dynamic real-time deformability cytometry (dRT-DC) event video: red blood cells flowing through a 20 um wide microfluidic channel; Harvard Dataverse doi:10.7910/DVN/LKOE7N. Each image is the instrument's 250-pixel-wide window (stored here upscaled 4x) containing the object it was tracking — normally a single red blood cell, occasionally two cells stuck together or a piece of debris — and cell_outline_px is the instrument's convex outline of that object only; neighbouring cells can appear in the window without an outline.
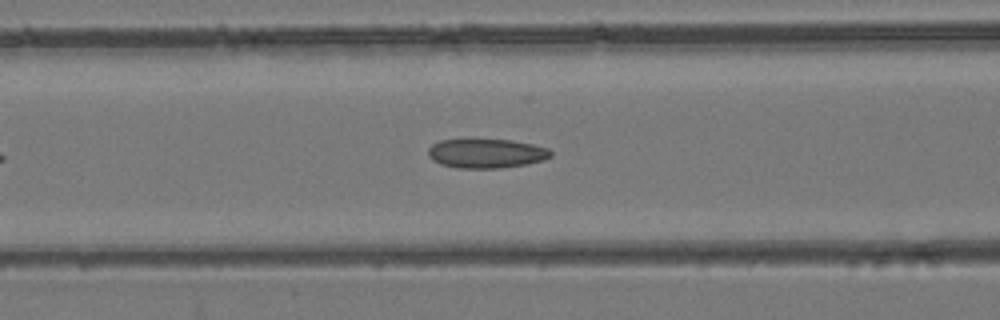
{"species": "common noctule bat (a hibernating species)", "species_latin": "Nyctalus noctula", "temperature_condition": "room temperature", "stored_images_in_passage": 34, "camera_frame_rate_fps": 3000, "um_per_image_px": 0.085, "animal": {"sex": "female", "body_mass_g": 24.6, "forearm_length_mm": 56.2}, "frame": {"image": 1, "passage_image": 11, "time_ms": 3.333, "image_size_px": [1000, 320], "cell_outline_px": [[552, 156], [544, 160], [528, 164], [500, 168], [456, 168], [440, 164], [432, 160], [428, 156], [428, 148], [432, 144], [440, 140], [472, 136], [512, 140], [532, 144], [548, 148], [552, 152]], "centroid_in_image_um": [41.29, 12.99], "position_along_channel_um": 125.3, "area_um2": 22.02}}
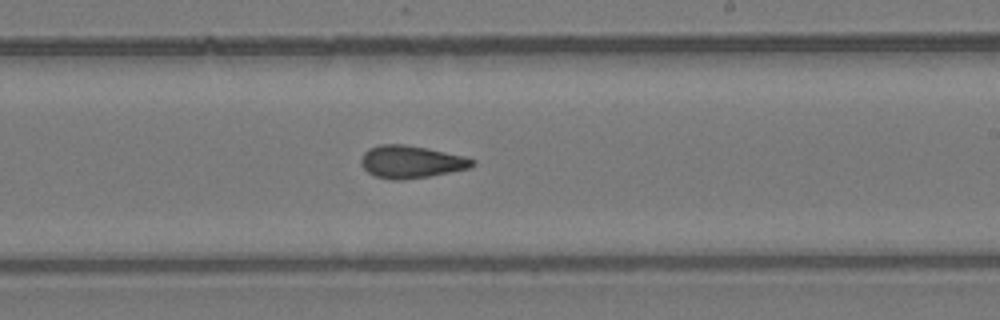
{"frame": {"image": 2, "passage_image": 20, "time_ms": 6.333, "image_size_px": [1000, 320], "cell_outline_px": [[476, 164], [468, 168], [428, 176], [400, 180], [396, 180], [376, 176], [368, 172], [364, 168], [360, 160], [364, 152], [368, 148], [380, 144], [404, 144], [428, 148], [464, 156], [476, 160]], "centroid_in_image_um": [34.94, 13.74], "position_along_channel_um": 254.1, "area_um2": 20.92}}
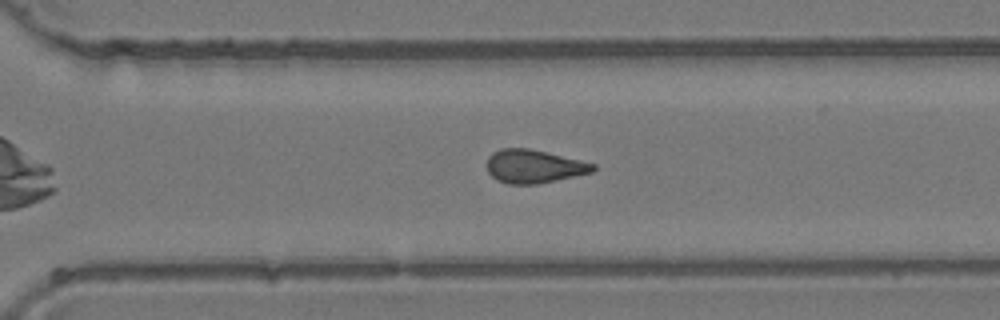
{"frame": {"image": 3, "passage_image": 25, "time_ms": 8.0, "image_size_px": [1000, 320], "cell_outline_px": [[596, 168], [592, 172], [556, 180], [536, 184], [508, 184], [496, 180], [488, 172], [488, 156], [492, 152], [500, 148], [528, 148], [580, 160], [596, 164]], "centroid_in_image_um": [45.36, 14.14], "position_along_channel_um": 325.2, "area_um2": 20.52}}